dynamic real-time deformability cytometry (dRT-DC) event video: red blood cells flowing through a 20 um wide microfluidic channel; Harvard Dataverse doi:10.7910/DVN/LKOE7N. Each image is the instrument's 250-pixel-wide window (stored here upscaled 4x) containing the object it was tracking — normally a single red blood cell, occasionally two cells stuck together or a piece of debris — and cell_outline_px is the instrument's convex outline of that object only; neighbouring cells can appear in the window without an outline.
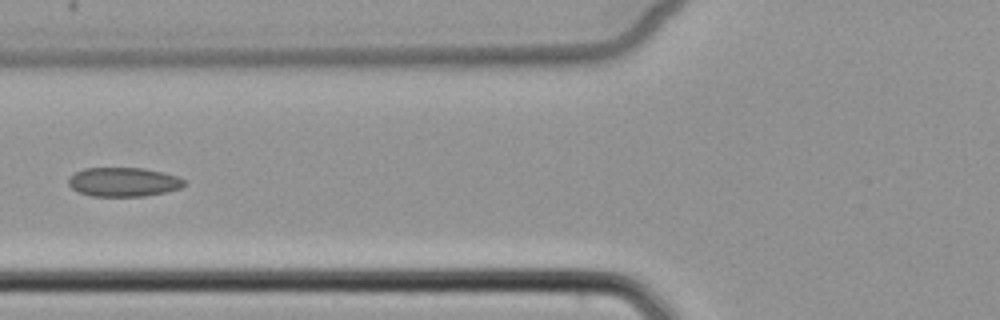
{"species": "common noctule bat (a hibernating species)", "species_latin": "Nyctalus noctula", "temperature_condition": "cold", "stored_images_in_passage": 3, "camera_frame_rate_fps": 3000, "um_per_image_px": 0.085, "animal": {"sex": "female", "body_mass_g": 22.7, "forearm_length_mm": 54.2}, "frame": {"image": 1, "passage_image": 2, "time_ms": 1.333, "image_size_px": [1000, 320], "cell_outline_px": [[184, 184], [180, 188], [164, 192], [144, 196], [92, 196], [80, 192], [72, 188], [68, 184], [68, 180], [76, 172], [84, 168], [144, 168], [176, 176], [184, 180]], "centroid_in_image_um": [10.47, 15.47], "position_along_channel_um": 115.3, "area_um2": 19.31}}
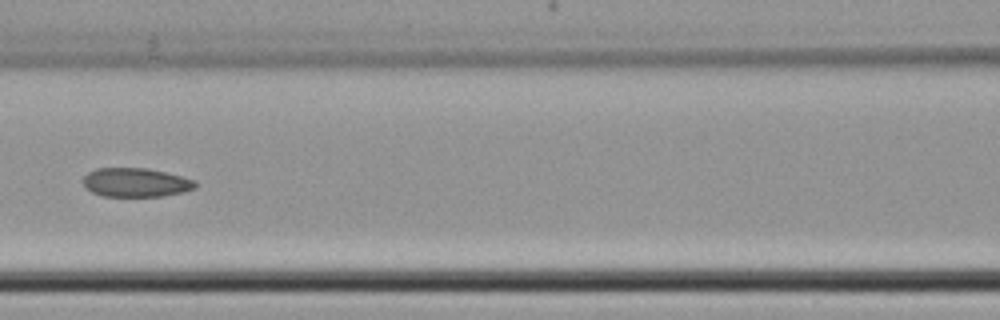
{"frame": {"image": 2, "passage_image": 3, "time_ms": 2.333, "image_size_px": [1000, 320], "cell_outline_px": [[196, 188], [184, 192], [164, 196], [104, 196], [92, 192], [84, 188], [84, 176], [88, 172], [96, 168], [148, 168], [196, 180]], "centroid_in_image_um": [11.54, 15.51], "position_along_channel_um": 155.1, "area_um2": 18.96}}